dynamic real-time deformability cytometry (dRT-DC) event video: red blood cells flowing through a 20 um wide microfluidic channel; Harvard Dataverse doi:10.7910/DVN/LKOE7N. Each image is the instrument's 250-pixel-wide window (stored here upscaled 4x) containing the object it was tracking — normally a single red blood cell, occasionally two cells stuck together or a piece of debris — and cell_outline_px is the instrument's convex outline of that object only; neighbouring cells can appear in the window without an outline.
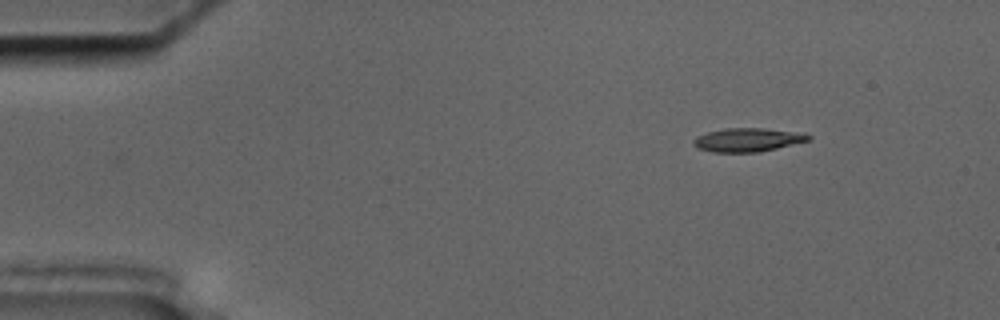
{"species": "common noctule bat (a hibernating species)", "species_latin": "Nyctalus noctula", "temperature_condition": "cold", "stored_images_in_passage": 44, "camera_frame_rate_fps": 3000, "um_per_image_px": 0.085, "animal": {"sex": "male", "body_mass_g": 17.5, "forearm_length_mm": 52.3}, "frame": {"image": 1, "passage_image": 1, "time_ms": 0.0, "image_size_px": [1000, 320], "cell_outline_px": [[812, 136], [808, 140], [760, 152], [712, 152], [700, 148], [692, 144], [692, 140], [696, 136], [708, 132], [724, 128], [764, 128], [796, 132]], "centroid_in_image_um": [63.49, 11.88], "position_along_channel_um": 21.5, "area_um2": 15.61}}
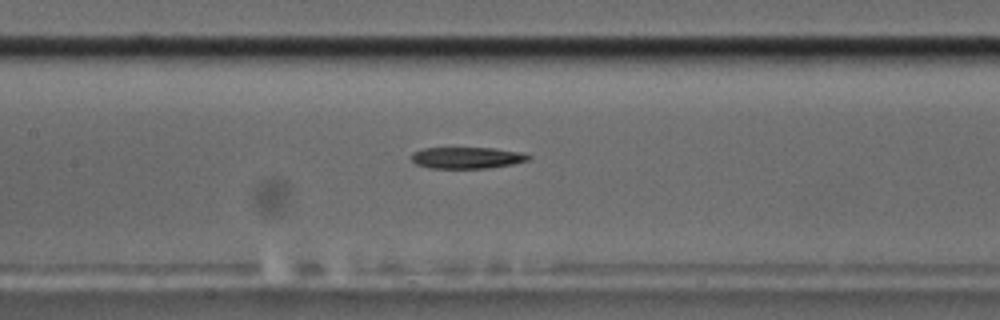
{"frame": {"image": 2, "passage_image": 20, "time_ms": 6.333, "image_size_px": [1000, 320], "cell_outline_px": [[532, 156], [528, 160], [512, 164], [488, 168], [428, 168], [416, 164], [412, 160], [412, 152], [424, 148], [496, 148], [520, 152]], "centroid_in_image_um": [39.68, 13.41], "position_along_channel_um": 167.7, "area_um2": 14.62}}
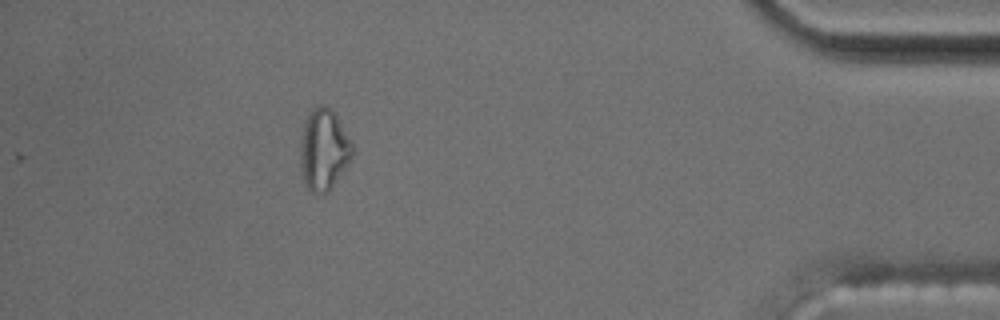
{"frame": {"image": 3, "passage_image": 44, "time_ms": 14.333, "image_size_px": [1000, 320], "cell_outline_px": [[352, 152], [348, 160], [328, 192], [312, 192], [308, 188], [304, 180], [300, 168], [300, 140], [304, 124], [308, 112], [320, 104], [324, 104], [332, 108], [352, 144]], "centroid_in_image_um": [27.46, 12.66], "position_along_channel_um": 407.7, "area_um2": 24.04}}